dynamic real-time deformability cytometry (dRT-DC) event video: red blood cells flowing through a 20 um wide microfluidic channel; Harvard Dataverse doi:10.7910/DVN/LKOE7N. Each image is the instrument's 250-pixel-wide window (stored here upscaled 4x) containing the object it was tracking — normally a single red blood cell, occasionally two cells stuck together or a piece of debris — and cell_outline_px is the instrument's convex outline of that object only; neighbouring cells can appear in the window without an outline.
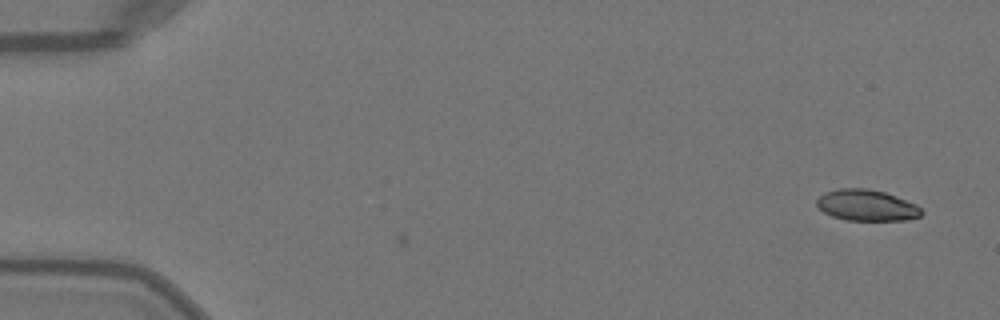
{"species": "Egyptian fruit bat (a non-hibernating species)", "species_latin": "Rousettus aegyptiacus", "temperature_condition": "warm", "stored_images_in_passage": 5, "camera_frame_rate_fps": 3000, "um_per_image_px": 0.085, "animal": {"sex": "female"}, "frame": {"image": 1, "passage_image": 5, "time_ms": 1.333, "image_size_px": [1000, 320], "cell_outline_px": [[924, 212], [920, 216], [904, 220], [848, 220], [832, 216], [824, 212], [816, 204], [816, 200], [824, 192], [840, 188], [868, 188], [884, 192], [896, 196], [916, 204]], "centroid_in_image_um": [73.66, 17.44], "position_along_channel_um": 11.3, "area_um2": 18.96}}